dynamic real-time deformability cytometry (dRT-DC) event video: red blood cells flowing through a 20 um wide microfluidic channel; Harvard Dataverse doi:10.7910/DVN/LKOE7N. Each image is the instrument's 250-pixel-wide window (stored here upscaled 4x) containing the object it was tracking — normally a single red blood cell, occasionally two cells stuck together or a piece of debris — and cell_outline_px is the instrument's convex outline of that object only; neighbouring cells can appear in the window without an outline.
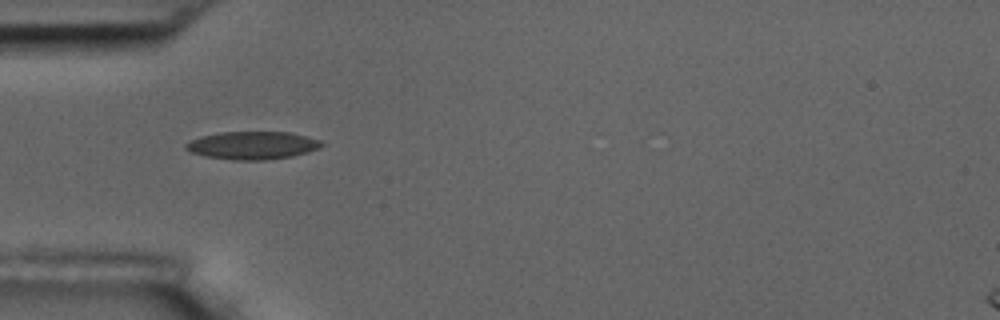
{"species": "common noctule bat (a hibernating species)", "species_latin": "Nyctalus noctula", "temperature_condition": "room temperature", "stored_images_in_passage": 4, "camera_frame_rate_fps": 3000, "um_per_image_px": 0.085, "animal": {"sex": "male", "body_mass_g": 17.5, "forearm_length_mm": 52.3}, "frame": {"image": 1, "passage_image": 3, "time_ms": 3.333, "image_size_px": [1000, 320], "cell_outline_px": [[324, 144], [320, 148], [308, 152], [292, 156], [264, 160], [232, 160], [204, 156], [192, 152], [184, 148], [184, 144], [188, 140], [200, 136], [220, 132], [288, 132], [320, 140]], "centroid_in_image_um": [21.41, 12.36], "position_along_channel_um": 63.6, "area_um2": 22.14}}